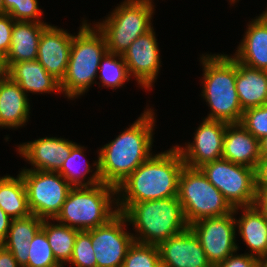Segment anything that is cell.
<instances>
[{
  "instance_id": "1",
  "label": "cell",
  "mask_w": 267,
  "mask_h": 267,
  "mask_svg": "<svg viewBox=\"0 0 267 267\" xmlns=\"http://www.w3.org/2000/svg\"><path fill=\"white\" fill-rule=\"evenodd\" d=\"M184 165L177 146L151 155L116 187L122 200L118 196V207L114 208L121 213L131 203L177 197L178 179Z\"/></svg>"
},
{
  "instance_id": "2",
  "label": "cell",
  "mask_w": 267,
  "mask_h": 267,
  "mask_svg": "<svg viewBox=\"0 0 267 267\" xmlns=\"http://www.w3.org/2000/svg\"><path fill=\"white\" fill-rule=\"evenodd\" d=\"M153 110H144L129 128L99 151V172L103 183L117 187L152 153L155 123Z\"/></svg>"
},
{
  "instance_id": "3",
  "label": "cell",
  "mask_w": 267,
  "mask_h": 267,
  "mask_svg": "<svg viewBox=\"0 0 267 267\" xmlns=\"http://www.w3.org/2000/svg\"><path fill=\"white\" fill-rule=\"evenodd\" d=\"M202 96L211 109L208 120L240 123L243 110L236 90V59L225 54L203 55Z\"/></svg>"
},
{
  "instance_id": "4",
  "label": "cell",
  "mask_w": 267,
  "mask_h": 267,
  "mask_svg": "<svg viewBox=\"0 0 267 267\" xmlns=\"http://www.w3.org/2000/svg\"><path fill=\"white\" fill-rule=\"evenodd\" d=\"M121 213L140 234L133 236L139 243L158 246L189 227L178 197L131 203Z\"/></svg>"
},
{
  "instance_id": "5",
  "label": "cell",
  "mask_w": 267,
  "mask_h": 267,
  "mask_svg": "<svg viewBox=\"0 0 267 267\" xmlns=\"http://www.w3.org/2000/svg\"><path fill=\"white\" fill-rule=\"evenodd\" d=\"M107 52L104 34L84 22L73 36L67 71L60 82V90L71 99L77 98L94 84L100 61Z\"/></svg>"
},
{
  "instance_id": "6",
  "label": "cell",
  "mask_w": 267,
  "mask_h": 267,
  "mask_svg": "<svg viewBox=\"0 0 267 267\" xmlns=\"http://www.w3.org/2000/svg\"><path fill=\"white\" fill-rule=\"evenodd\" d=\"M114 195L117 197V188L103 182L90 187H72L54 220L79 231L102 226L119 213L117 208H112V203L117 205L116 198L111 200Z\"/></svg>"
},
{
  "instance_id": "7",
  "label": "cell",
  "mask_w": 267,
  "mask_h": 267,
  "mask_svg": "<svg viewBox=\"0 0 267 267\" xmlns=\"http://www.w3.org/2000/svg\"><path fill=\"white\" fill-rule=\"evenodd\" d=\"M178 200L188 225L211 217L225 216L234 208L199 168L186 165L178 179Z\"/></svg>"
},
{
  "instance_id": "8",
  "label": "cell",
  "mask_w": 267,
  "mask_h": 267,
  "mask_svg": "<svg viewBox=\"0 0 267 267\" xmlns=\"http://www.w3.org/2000/svg\"><path fill=\"white\" fill-rule=\"evenodd\" d=\"M152 0H125L95 26L104 34L107 52L123 55L140 35L152 28Z\"/></svg>"
},
{
  "instance_id": "9",
  "label": "cell",
  "mask_w": 267,
  "mask_h": 267,
  "mask_svg": "<svg viewBox=\"0 0 267 267\" xmlns=\"http://www.w3.org/2000/svg\"><path fill=\"white\" fill-rule=\"evenodd\" d=\"M199 169L233 208L255 205V169L223 158L208 162Z\"/></svg>"
},
{
  "instance_id": "10",
  "label": "cell",
  "mask_w": 267,
  "mask_h": 267,
  "mask_svg": "<svg viewBox=\"0 0 267 267\" xmlns=\"http://www.w3.org/2000/svg\"><path fill=\"white\" fill-rule=\"evenodd\" d=\"M20 175L25 184L31 214L53 221L72 186L58 172L23 169Z\"/></svg>"
},
{
  "instance_id": "11",
  "label": "cell",
  "mask_w": 267,
  "mask_h": 267,
  "mask_svg": "<svg viewBox=\"0 0 267 267\" xmlns=\"http://www.w3.org/2000/svg\"><path fill=\"white\" fill-rule=\"evenodd\" d=\"M239 207L221 217L203 218L189 225L197 236L211 266L223 263L238 250L234 214Z\"/></svg>"
},
{
  "instance_id": "12",
  "label": "cell",
  "mask_w": 267,
  "mask_h": 267,
  "mask_svg": "<svg viewBox=\"0 0 267 267\" xmlns=\"http://www.w3.org/2000/svg\"><path fill=\"white\" fill-rule=\"evenodd\" d=\"M126 217L118 213L108 223L91 229V244L97 267H122L134 234L124 231Z\"/></svg>"
},
{
  "instance_id": "13",
  "label": "cell",
  "mask_w": 267,
  "mask_h": 267,
  "mask_svg": "<svg viewBox=\"0 0 267 267\" xmlns=\"http://www.w3.org/2000/svg\"><path fill=\"white\" fill-rule=\"evenodd\" d=\"M227 122L204 119L196 129L193 143L178 146L183 162L191 168H200L208 162L222 158L223 138Z\"/></svg>"
},
{
  "instance_id": "14",
  "label": "cell",
  "mask_w": 267,
  "mask_h": 267,
  "mask_svg": "<svg viewBox=\"0 0 267 267\" xmlns=\"http://www.w3.org/2000/svg\"><path fill=\"white\" fill-rule=\"evenodd\" d=\"M153 27L140 35L122 55L127 66L128 73L136 78L137 83L150 90L158 75L160 51Z\"/></svg>"
},
{
  "instance_id": "15",
  "label": "cell",
  "mask_w": 267,
  "mask_h": 267,
  "mask_svg": "<svg viewBox=\"0 0 267 267\" xmlns=\"http://www.w3.org/2000/svg\"><path fill=\"white\" fill-rule=\"evenodd\" d=\"M164 267H212L199 239L188 227L158 245Z\"/></svg>"
},
{
  "instance_id": "16",
  "label": "cell",
  "mask_w": 267,
  "mask_h": 267,
  "mask_svg": "<svg viewBox=\"0 0 267 267\" xmlns=\"http://www.w3.org/2000/svg\"><path fill=\"white\" fill-rule=\"evenodd\" d=\"M72 39L66 30L52 25L42 31L39 39L37 60L59 82L67 71Z\"/></svg>"
},
{
  "instance_id": "17",
  "label": "cell",
  "mask_w": 267,
  "mask_h": 267,
  "mask_svg": "<svg viewBox=\"0 0 267 267\" xmlns=\"http://www.w3.org/2000/svg\"><path fill=\"white\" fill-rule=\"evenodd\" d=\"M75 144L63 138L45 137L17 147L19 154L33 166L29 170L58 172Z\"/></svg>"
},
{
  "instance_id": "18",
  "label": "cell",
  "mask_w": 267,
  "mask_h": 267,
  "mask_svg": "<svg viewBox=\"0 0 267 267\" xmlns=\"http://www.w3.org/2000/svg\"><path fill=\"white\" fill-rule=\"evenodd\" d=\"M222 158L256 169L261 158L259 140L241 123H228L223 138Z\"/></svg>"
},
{
  "instance_id": "19",
  "label": "cell",
  "mask_w": 267,
  "mask_h": 267,
  "mask_svg": "<svg viewBox=\"0 0 267 267\" xmlns=\"http://www.w3.org/2000/svg\"><path fill=\"white\" fill-rule=\"evenodd\" d=\"M233 56L238 62L259 70H267V13L252 20Z\"/></svg>"
},
{
  "instance_id": "20",
  "label": "cell",
  "mask_w": 267,
  "mask_h": 267,
  "mask_svg": "<svg viewBox=\"0 0 267 267\" xmlns=\"http://www.w3.org/2000/svg\"><path fill=\"white\" fill-rule=\"evenodd\" d=\"M49 24L44 22L15 21L12 29L11 45L5 57L7 70L17 62L37 59L38 43L42 31Z\"/></svg>"
},
{
  "instance_id": "21",
  "label": "cell",
  "mask_w": 267,
  "mask_h": 267,
  "mask_svg": "<svg viewBox=\"0 0 267 267\" xmlns=\"http://www.w3.org/2000/svg\"><path fill=\"white\" fill-rule=\"evenodd\" d=\"M30 103L27 94L8 75L0 79L1 128H19L28 121Z\"/></svg>"
},
{
  "instance_id": "22",
  "label": "cell",
  "mask_w": 267,
  "mask_h": 267,
  "mask_svg": "<svg viewBox=\"0 0 267 267\" xmlns=\"http://www.w3.org/2000/svg\"><path fill=\"white\" fill-rule=\"evenodd\" d=\"M7 75L25 92L51 93L60 90V82L49 74L36 59L14 63Z\"/></svg>"
},
{
  "instance_id": "23",
  "label": "cell",
  "mask_w": 267,
  "mask_h": 267,
  "mask_svg": "<svg viewBox=\"0 0 267 267\" xmlns=\"http://www.w3.org/2000/svg\"><path fill=\"white\" fill-rule=\"evenodd\" d=\"M236 90L243 111L267 104V70L251 68L236 60Z\"/></svg>"
},
{
  "instance_id": "24",
  "label": "cell",
  "mask_w": 267,
  "mask_h": 267,
  "mask_svg": "<svg viewBox=\"0 0 267 267\" xmlns=\"http://www.w3.org/2000/svg\"><path fill=\"white\" fill-rule=\"evenodd\" d=\"M243 208L242 216L235 219L239 234L249 246L250 255L261 258L267 255V220L256 205L239 207Z\"/></svg>"
},
{
  "instance_id": "25",
  "label": "cell",
  "mask_w": 267,
  "mask_h": 267,
  "mask_svg": "<svg viewBox=\"0 0 267 267\" xmlns=\"http://www.w3.org/2000/svg\"><path fill=\"white\" fill-rule=\"evenodd\" d=\"M42 223L43 219L33 214L12 219L8 235L1 245L12 253L20 267L27 265L30 241L41 229Z\"/></svg>"
},
{
  "instance_id": "26",
  "label": "cell",
  "mask_w": 267,
  "mask_h": 267,
  "mask_svg": "<svg viewBox=\"0 0 267 267\" xmlns=\"http://www.w3.org/2000/svg\"><path fill=\"white\" fill-rule=\"evenodd\" d=\"M0 208L11 218L19 219L31 215L27 192L22 176L0 177Z\"/></svg>"
},
{
  "instance_id": "27",
  "label": "cell",
  "mask_w": 267,
  "mask_h": 267,
  "mask_svg": "<svg viewBox=\"0 0 267 267\" xmlns=\"http://www.w3.org/2000/svg\"><path fill=\"white\" fill-rule=\"evenodd\" d=\"M41 229L46 233L56 261L64 267V264L69 263L72 257L76 235L79 230L60 223L51 224L48 219H43Z\"/></svg>"
},
{
  "instance_id": "28",
  "label": "cell",
  "mask_w": 267,
  "mask_h": 267,
  "mask_svg": "<svg viewBox=\"0 0 267 267\" xmlns=\"http://www.w3.org/2000/svg\"><path fill=\"white\" fill-rule=\"evenodd\" d=\"M83 149L84 148L80 145L75 144L72 147L69 157L63 162L61 169L58 171L72 187H90L102 183L99 172V160H97L96 163L94 162L93 165H96V171L92 176L88 177L89 179L87 182H85L84 179H86L87 173L92 172V169L90 170V164L87 161L85 162L86 164L84 163V172L77 170L79 167L78 163H80V160L85 156Z\"/></svg>"
},
{
  "instance_id": "29",
  "label": "cell",
  "mask_w": 267,
  "mask_h": 267,
  "mask_svg": "<svg viewBox=\"0 0 267 267\" xmlns=\"http://www.w3.org/2000/svg\"><path fill=\"white\" fill-rule=\"evenodd\" d=\"M117 58V59H116ZM101 80L103 87L119 88L123 86L125 81L130 80L126 63L122 55L106 52L102 57L99 65Z\"/></svg>"
},
{
  "instance_id": "30",
  "label": "cell",
  "mask_w": 267,
  "mask_h": 267,
  "mask_svg": "<svg viewBox=\"0 0 267 267\" xmlns=\"http://www.w3.org/2000/svg\"><path fill=\"white\" fill-rule=\"evenodd\" d=\"M122 267H164L158 246L133 242L125 256Z\"/></svg>"
},
{
  "instance_id": "31",
  "label": "cell",
  "mask_w": 267,
  "mask_h": 267,
  "mask_svg": "<svg viewBox=\"0 0 267 267\" xmlns=\"http://www.w3.org/2000/svg\"><path fill=\"white\" fill-rule=\"evenodd\" d=\"M25 267H62L56 261L46 233L42 229L30 241L28 263Z\"/></svg>"
},
{
  "instance_id": "32",
  "label": "cell",
  "mask_w": 267,
  "mask_h": 267,
  "mask_svg": "<svg viewBox=\"0 0 267 267\" xmlns=\"http://www.w3.org/2000/svg\"><path fill=\"white\" fill-rule=\"evenodd\" d=\"M69 263L75 267H97V260L91 244V229L77 232Z\"/></svg>"
},
{
  "instance_id": "33",
  "label": "cell",
  "mask_w": 267,
  "mask_h": 267,
  "mask_svg": "<svg viewBox=\"0 0 267 267\" xmlns=\"http://www.w3.org/2000/svg\"><path fill=\"white\" fill-rule=\"evenodd\" d=\"M5 14H9L15 21L41 22L43 15L37 0H3Z\"/></svg>"
},
{
  "instance_id": "34",
  "label": "cell",
  "mask_w": 267,
  "mask_h": 267,
  "mask_svg": "<svg viewBox=\"0 0 267 267\" xmlns=\"http://www.w3.org/2000/svg\"><path fill=\"white\" fill-rule=\"evenodd\" d=\"M240 123L258 140L267 136V104L243 111Z\"/></svg>"
},
{
  "instance_id": "35",
  "label": "cell",
  "mask_w": 267,
  "mask_h": 267,
  "mask_svg": "<svg viewBox=\"0 0 267 267\" xmlns=\"http://www.w3.org/2000/svg\"><path fill=\"white\" fill-rule=\"evenodd\" d=\"M14 22L9 14L0 15V54L3 57L9 52Z\"/></svg>"
},
{
  "instance_id": "36",
  "label": "cell",
  "mask_w": 267,
  "mask_h": 267,
  "mask_svg": "<svg viewBox=\"0 0 267 267\" xmlns=\"http://www.w3.org/2000/svg\"><path fill=\"white\" fill-rule=\"evenodd\" d=\"M259 259L250 254L229 256L223 263L213 267H258Z\"/></svg>"
},
{
  "instance_id": "37",
  "label": "cell",
  "mask_w": 267,
  "mask_h": 267,
  "mask_svg": "<svg viewBox=\"0 0 267 267\" xmlns=\"http://www.w3.org/2000/svg\"><path fill=\"white\" fill-rule=\"evenodd\" d=\"M256 190L267 191V158H260L255 169Z\"/></svg>"
},
{
  "instance_id": "38",
  "label": "cell",
  "mask_w": 267,
  "mask_h": 267,
  "mask_svg": "<svg viewBox=\"0 0 267 267\" xmlns=\"http://www.w3.org/2000/svg\"><path fill=\"white\" fill-rule=\"evenodd\" d=\"M0 267H20L12 255L3 245L0 244Z\"/></svg>"
},
{
  "instance_id": "39",
  "label": "cell",
  "mask_w": 267,
  "mask_h": 267,
  "mask_svg": "<svg viewBox=\"0 0 267 267\" xmlns=\"http://www.w3.org/2000/svg\"><path fill=\"white\" fill-rule=\"evenodd\" d=\"M11 222L12 219L0 208V244L6 239Z\"/></svg>"
},
{
  "instance_id": "40",
  "label": "cell",
  "mask_w": 267,
  "mask_h": 267,
  "mask_svg": "<svg viewBox=\"0 0 267 267\" xmlns=\"http://www.w3.org/2000/svg\"><path fill=\"white\" fill-rule=\"evenodd\" d=\"M255 205L267 220V191L257 192Z\"/></svg>"
},
{
  "instance_id": "41",
  "label": "cell",
  "mask_w": 267,
  "mask_h": 267,
  "mask_svg": "<svg viewBox=\"0 0 267 267\" xmlns=\"http://www.w3.org/2000/svg\"><path fill=\"white\" fill-rule=\"evenodd\" d=\"M259 146L261 158H267V136H264L259 140Z\"/></svg>"
},
{
  "instance_id": "42",
  "label": "cell",
  "mask_w": 267,
  "mask_h": 267,
  "mask_svg": "<svg viewBox=\"0 0 267 267\" xmlns=\"http://www.w3.org/2000/svg\"><path fill=\"white\" fill-rule=\"evenodd\" d=\"M7 76V67L5 65V57L0 54V79Z\"/></svg>"
},
{
  "instance_id": "43",
  "label": "cell",
  "mask_w": 267,
  "mask_h": 267,
  "mask_svg": "<svg viewBox=\"0 0 267 267\" xmlns=\"http://www.w3.org/2000/svg\"><path fill=\"white\" fill-rule=\"evenodd\" d=\"M258 267H267V255L259 258Z\"/></svg>"
},
{
  "instance_id": "44",
  "label": "cell",
  "mask_w": 267,
  "mask_h": 267,
  "mask_svg": "<svg viewBox=\"0 0 267 267\" xmlns=\"http://www.w3.org/2000/svg\"><path fill=\"white\" fill-rule=\"evenodd\" d=\"M5 14L3 0H0V15Z\"/></svg>"
}]
</instances>
